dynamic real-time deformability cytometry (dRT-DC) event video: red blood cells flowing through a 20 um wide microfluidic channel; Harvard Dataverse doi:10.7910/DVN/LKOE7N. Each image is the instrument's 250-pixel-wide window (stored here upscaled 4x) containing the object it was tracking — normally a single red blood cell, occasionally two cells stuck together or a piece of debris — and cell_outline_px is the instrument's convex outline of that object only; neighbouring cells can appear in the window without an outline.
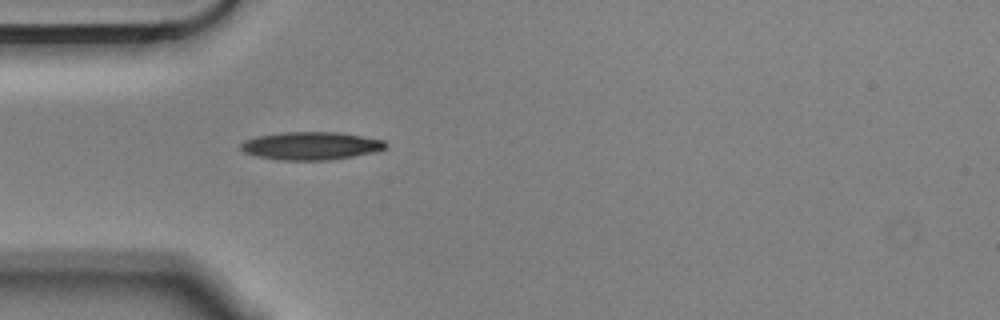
{"species": "Egyptian fruit bat (a non-hibernating species)", "species_latin": "Rousettus aegyptiacus", "temperature_condition": "cold", "stored_images_in_passage": 5, "camera_frame_rate_fps": 3000, "um_per_image_px": 0.085, "animal": {"sex": "male"}, "frame": {"image": 1, "passage_image": 5, "time_ms": 1.333, "image_size_px": [1000, 320], "cell_outline_px": [[388, 144], [384, 148], [376, 152], [328, 160], [280, 160], [256, 156], [244, 152], [240, 148], [240, 144], [244, 140], [256, 136], [284, 132], [336, 132], [384, 140]], "centroid_in_image_um": [26.4, 12.39], "position_along_channel_um": 58.6, "area_um2": 23.52}}